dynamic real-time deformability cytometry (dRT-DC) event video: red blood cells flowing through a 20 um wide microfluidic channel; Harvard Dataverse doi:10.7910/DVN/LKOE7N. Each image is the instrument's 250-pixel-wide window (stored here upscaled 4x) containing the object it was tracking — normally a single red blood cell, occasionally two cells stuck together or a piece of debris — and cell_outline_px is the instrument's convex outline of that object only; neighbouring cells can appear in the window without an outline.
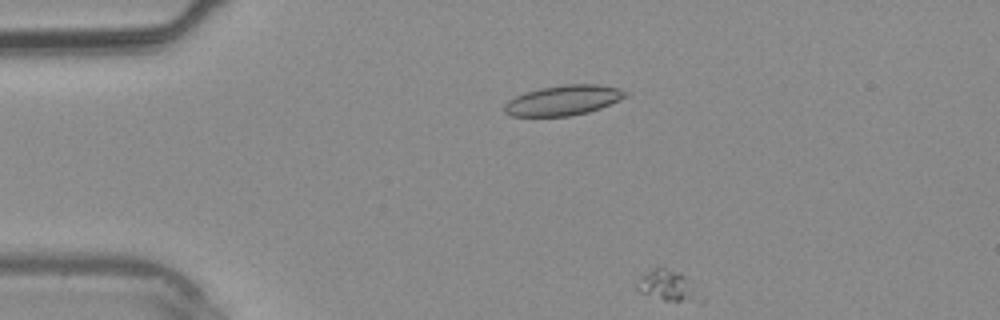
{"species": "common noctule bat (a hibernating species)", "species_latin": "Nyctalus noctula", "temperature_condition": "warm", "stored_images_in_passage": 9, "camera_frame_rate_fps": 3000, "um_per_image_px": 0.085, "animal": {"sex": "male", "body_mass_g": 20.4}, "frame": {"image": 1, "passage_image": 9, "time_ms": 2.667, "image_size_px": [1000, 320], "cell_outline_px": [[704, 300], [700, 304], [664, 300], [640, 292], [636, 288], [640, 276], [644, 272], [652, 268], [668, 268], [680, 272]], "centroid_in_image_um": [56.78, 24.32], "position_along_channel_um": 28.2, "area_um2": 11.33}}